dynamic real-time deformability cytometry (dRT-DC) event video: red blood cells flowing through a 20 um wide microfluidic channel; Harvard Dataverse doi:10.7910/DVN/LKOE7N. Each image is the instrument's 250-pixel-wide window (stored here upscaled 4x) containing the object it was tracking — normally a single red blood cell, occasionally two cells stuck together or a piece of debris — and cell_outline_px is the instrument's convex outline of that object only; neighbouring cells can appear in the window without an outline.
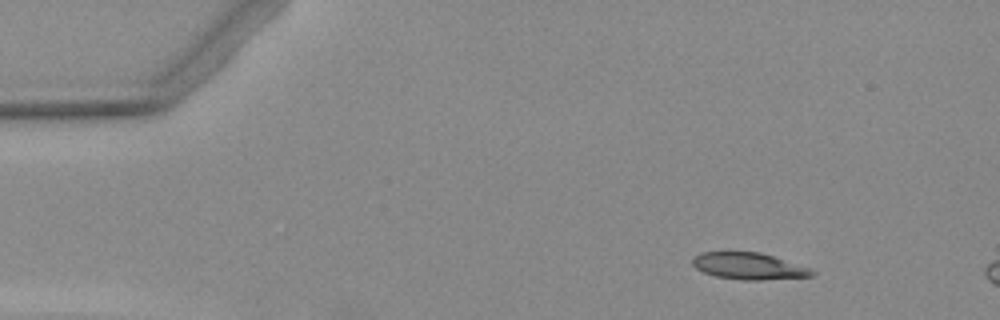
{"species": "Egyptian fruit bat (a non-hibernating species)", "species_latin": "Rousettus aegyptiacus", "temperature_condition": "warm", "stored_images_in_passage": 5, "camera_frame_rate_fps": 3000, "um_per_image_px": 0.085, "animal": {"sex": "female"}, "frame": {"image": 1, "passage_image": 1, "time_ms": 0.0, "image_size_px": [1000, 320], "cell_outline_px": [[816, 272], [812, 276], [760, 280], [744, 280], [716, 276], [704, 272], [696, 268], [692, 264], [692, 256], [700, 252], [760, 252], [812, 268]], "centroid_in_image_um": [63.65, 22.61], "position_along_channel_um": 21.4, "area_um2": 18.61}}
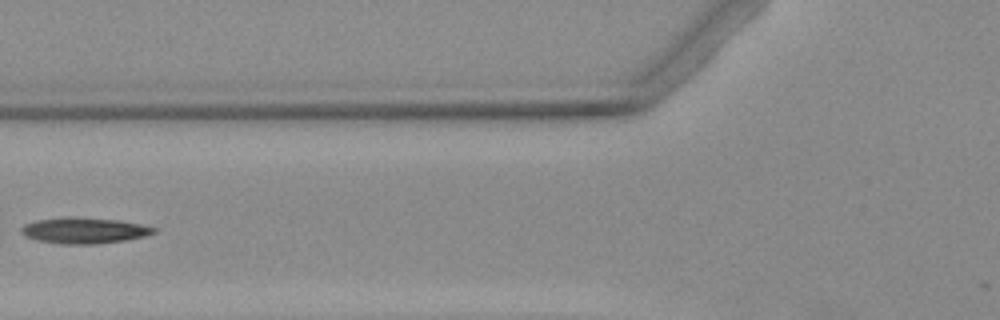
{"frame": {"image": 2, "passage_image": 4, "time_ms": 4.667, "image_size_px": [1000, 320], "cell_outline_px": [[156, 232], [144, 236], [124, 240], [96, 244], [60, 244], [36, 240], [24, 236], [20, 232], [20, 228], [24, 224], [36, 220], [72, 216], [120, 220], [140, 224], [156, 228]], "centroid_in_image_um": [7.11, 19.59], "position_along_channel_um": 118.7, "area_um2": 20.17}}
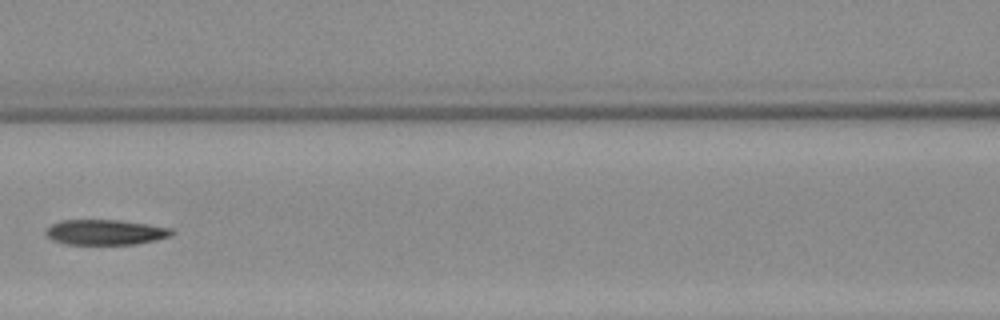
{"frame": {"image": 3, "passage_image": 5, "time_ms": 5.667, "image_size_px": [1000, 320], "cell_outline_px": [[172, 232], [168, 236], [136, 244], [64, 244], [52, 240], [44, 232], [44, 228], [60, 220], [116, 220], [148, 224], [172, 228]], "centroid_in_image_um": [8.86, 19.73], "position_along_channel_um": 157.7, "area_um2": 18.38}}